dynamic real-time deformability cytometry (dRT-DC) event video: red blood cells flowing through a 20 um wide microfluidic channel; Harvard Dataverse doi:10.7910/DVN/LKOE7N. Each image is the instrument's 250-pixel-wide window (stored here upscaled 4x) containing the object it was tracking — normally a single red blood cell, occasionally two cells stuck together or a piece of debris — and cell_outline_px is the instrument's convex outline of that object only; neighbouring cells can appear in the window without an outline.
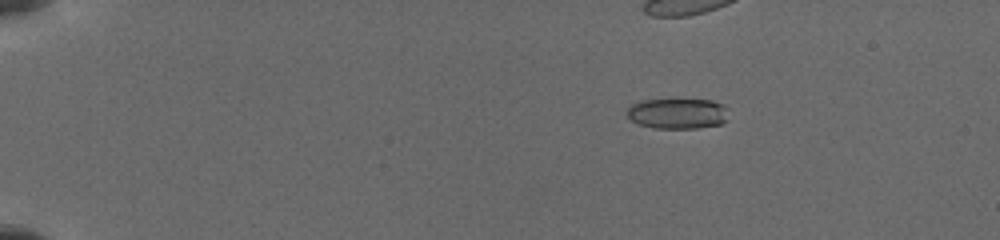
{"species": "common noctule bat (a hibernating species)", "species_latin": "Nyctalus noctula", "temperature_condition": "cold", "stored_images_in_passage": 18, "camera_frame_rate_fps": 3000, "um_per_image_px": 0.085, "animal": {"sex": "female", "body_mass_g": 19.5, "forearm_length_mm": 54.1}, "frame": {"image": 1, "passage_image": 7, "time_ms": 3.0, "image_size_px": [1000, 240], "cell_outline_px": [[728, 120], [720, 124], [696, 128], [656, 128], [640, 124], [632, 120], [624, 112], [632, 104], [640, 100], [712, 100], [724, 104], [728, 108]], "centroid_in_image_um": [57.63, 9.64], "position_along_channel_um": 27.4, "area_um2": 18.15}}